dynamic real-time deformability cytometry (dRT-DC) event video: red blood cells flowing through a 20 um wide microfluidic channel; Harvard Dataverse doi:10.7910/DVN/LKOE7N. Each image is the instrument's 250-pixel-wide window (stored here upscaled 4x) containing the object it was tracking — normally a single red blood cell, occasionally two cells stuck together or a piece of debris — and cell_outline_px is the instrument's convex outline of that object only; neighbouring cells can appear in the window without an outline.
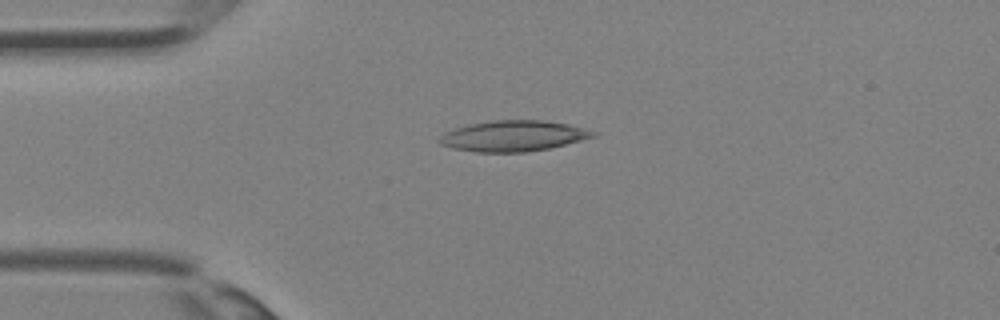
{"species": "Egyptian fruit bat (a non-hibernating species)", "species_latin": "Rousettus aegyptiacus", "temperature_condition": "room temperature", "stored_images_in_passage": 28, "camera_frame_rate_fps": 3000, "um_per_image_px": 0.085, "animal": {"sex": "female"}, "frame": {"image": 1, "passage_image": 1, "time_ms": 0.0, "image_size_px": [1000, 320], "cell_outline_px": [[596, 136], [548, 148], [524, 152], [476, 152], [452, 148], [440, 144], [436, 140], [444, 132], [456, 128], [472, 124], [492, 120], [544, 120], [568, 124], [596, 132]], "centroid_in_image_um": [43.58, 11.55], "position_along_channel_um": 41.4, "area_um2": 27.28}}
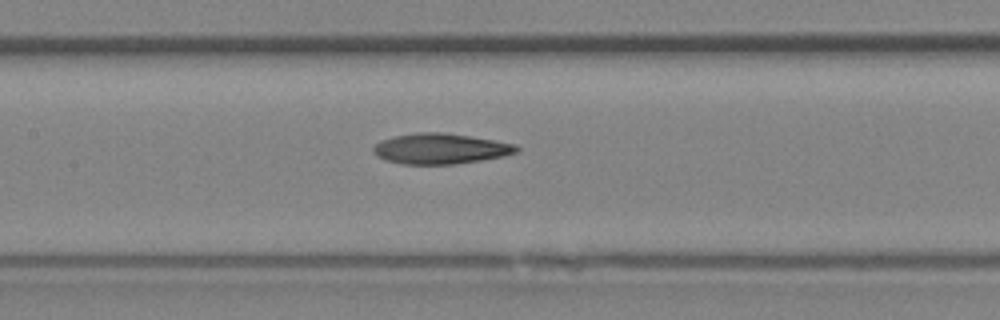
{"frame": {"image": 2, "passage_image": 9, "time_ms": 2.667, "image_size_px": [1000, 320], "cell_outline_px": [[520, 152], [504, 156], [456, 164], [404, 164], [388, 160], [380, 156], [372, 148], [376, 144], [384, 140], [396, 136], [416, 132], [444, 132], [496, 140], [516, 144], [520, 148]], "centroid_in_image_um": [37.54, 12.63], "position_along_channel_um": 169.9, "area_um2": 25.26}}
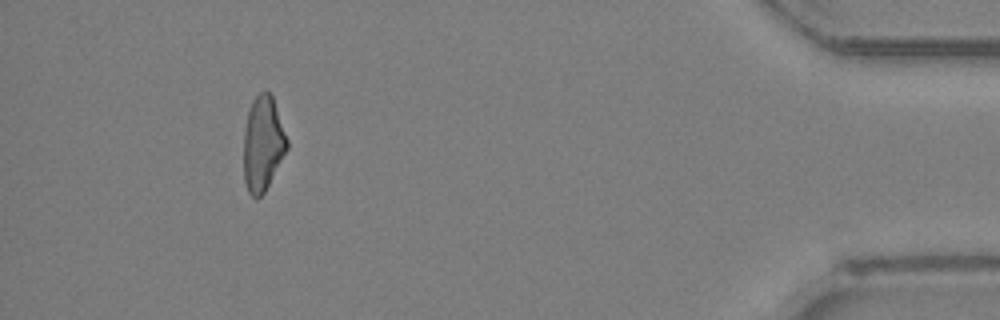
{"frame": {"image": 3, "passage_image": 25, "time_ms": 8.0, "image_size_px": [1000, 320], "cell_outline_px": [[288, 148], [264, 192], [260, 196], [252, 196], [248, 192], [244, 180], [244, 132], [248, 112], [252, 100], [260, 92], [268, 92], [272, 96], [288, 140]], "centroid_in_image_um": [22.34, 12.21], "position_along_channel_um": 412.9, "area_um2": 23.58}}